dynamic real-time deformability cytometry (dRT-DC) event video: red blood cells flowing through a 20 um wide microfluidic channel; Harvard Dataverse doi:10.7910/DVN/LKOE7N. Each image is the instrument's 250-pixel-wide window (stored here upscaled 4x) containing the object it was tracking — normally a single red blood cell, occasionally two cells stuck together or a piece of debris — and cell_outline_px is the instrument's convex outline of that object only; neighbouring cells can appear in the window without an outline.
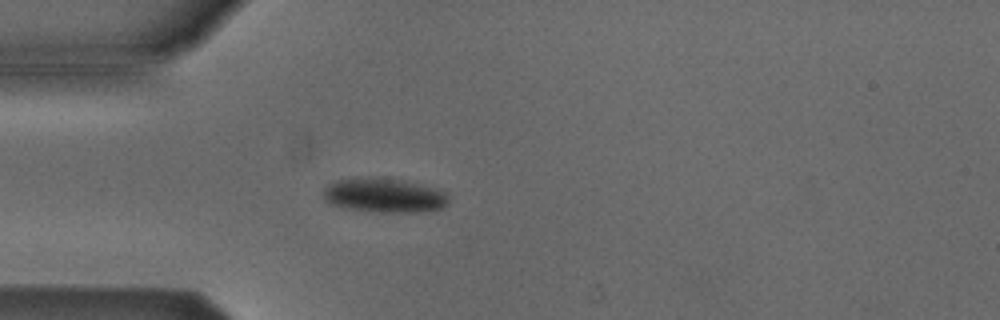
{"species": "Egyptian fruit bat (a non-hibernating species)", "species_latin": "Rousettus aegyptiacus", "temperature_condition": "cold", "stored_images_in_passage": 5, "camera_frame_rate_fps": 3000, "um_per_image_px": 0.085, "animal": {"sex": "male"}, "frame": {"image": 1, "passage_image": 5, "time_ms": 4.667, "image_size_px": [1000, 320], "cell_outline_px": [[448, 204], [444, 208], [424, 212], [376, 212], [344, 208], [328, 204], [324, 200], [324, 188], [336, 180], [368, 176], [404, 180], [424, 184], [448, 192]], "centroid_in_image_um": [32.69, 16.6], "position_along_channel_um": 52.3, "area_um2": 25.72}}